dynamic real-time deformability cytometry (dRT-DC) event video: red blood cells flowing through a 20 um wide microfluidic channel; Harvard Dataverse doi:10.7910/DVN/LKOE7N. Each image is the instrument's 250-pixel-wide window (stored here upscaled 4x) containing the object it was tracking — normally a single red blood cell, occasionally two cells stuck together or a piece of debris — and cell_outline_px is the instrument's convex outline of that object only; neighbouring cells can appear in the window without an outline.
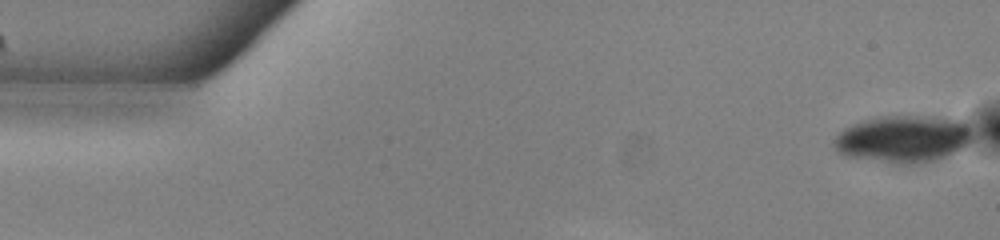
{"species": "common noctule bat (a hibernating species)", "species_latin": "Nyctalus noctula", "temperature_condition": "warm", "stored_images_in_passage": 52, "camera_frame_rate_fps": 3000, "um_per_image_px": 0.085, "animal": {"sex": "male", "body_mass_g": 13.0, "forearm_length_mm": 53.1}, "frame": {"image": 1, "passage_image": 1, "time_ms": 0.0, "image_size_px": [1000, 240], "cell_outline_px": [[972, 140], [964, 148], [944, 156], [932, 160], [908, 164], [896, 164], [844, 156], [836, 152], [832, 144], [836, 136], [844, 128], [852, 124], [876, 116], [948, 116], [964, 120], [968, 124], [972, 132]], "centroid_in_image_um": [76.78, 11.78], "position_along_channel_um": 8.2, "area_um2": 38.61}}